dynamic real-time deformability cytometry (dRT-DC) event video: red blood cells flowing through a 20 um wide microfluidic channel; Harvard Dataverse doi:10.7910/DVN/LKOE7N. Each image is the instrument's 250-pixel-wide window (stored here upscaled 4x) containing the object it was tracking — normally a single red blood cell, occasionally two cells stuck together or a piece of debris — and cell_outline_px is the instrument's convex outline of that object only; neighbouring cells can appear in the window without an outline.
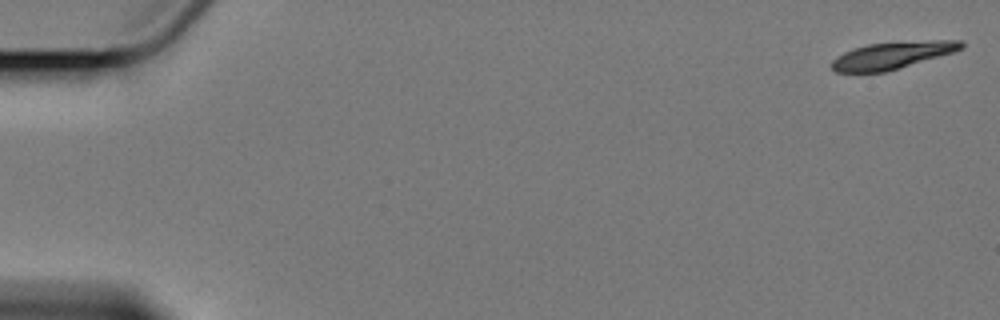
{"species": "Egyptian fruit bat (a non-hibernating species)", "species_latin": "Rousettus aegyptiacus", "temperature_condition": "cold", "stored_images_in_passage": 7, "camera_frame_rate_fps": 3000, "um_per_image_px": 0.085, "animal": {"sex": "female"}, "frame": {"image": 1, "passage_image": 1, "time_ms": 0.0, "image_size_px": [1000, 320], "cell_outline_px": [[964, 48], [952, 52], [900, 68], [884, 72], [836, 72], [828, 64], [836, 56], [852, 48], [868, 44], [932, 40], [960, 40], [964, 44]], "centroid_in_image_um": [75.79, 4.7], "position_along_channel_um": 9.2, "area_um2": 20.35}}
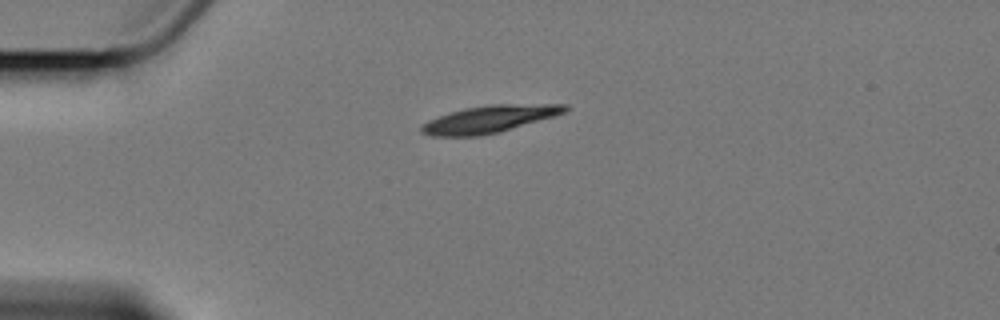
{"frame": {"image": 2, "passage_image": 5, "time_ms": 4.667, "image_size_px": [1000, 320], "cell_outline_px": [[572, 108], [564, 112], [552, 116], [500, 132], [480, 136], [432, 136], [420, 132], [420, 128], [428, 120], [464, 108], [488, 104], [568, 104]], "centroid_in_image_um": [41.6, 10.12], "position_along_channel_um": 43.4, "area_um2": 22.6}}
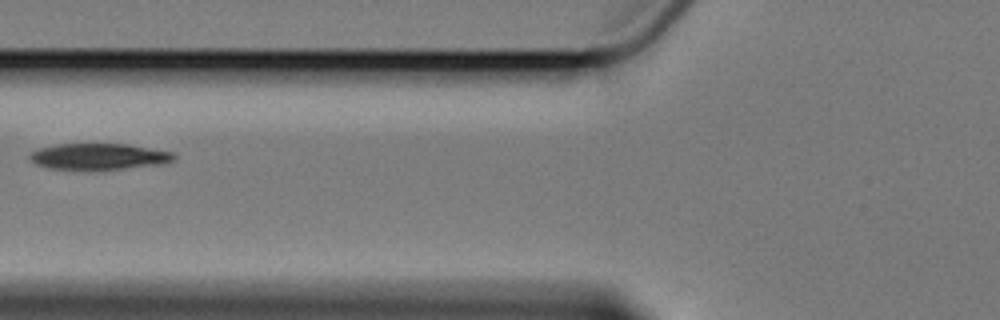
{"frame": {"image": 3, "passage_image": 7, "time_ms": 7.667, "image_size_px": [1000, 320], "cell_outline_px": [[176, 160], [164, 164], [100, 172], [48, 168], [36, 164], [28, 160], [28, 156], [32, 152], [40, 148], [56, 144], [128, 144], [176, 152]], "centroid_in_image_um": [8.46, 13.34], "position_along_channel_um": 117.3, "area_um2": 23.12}}